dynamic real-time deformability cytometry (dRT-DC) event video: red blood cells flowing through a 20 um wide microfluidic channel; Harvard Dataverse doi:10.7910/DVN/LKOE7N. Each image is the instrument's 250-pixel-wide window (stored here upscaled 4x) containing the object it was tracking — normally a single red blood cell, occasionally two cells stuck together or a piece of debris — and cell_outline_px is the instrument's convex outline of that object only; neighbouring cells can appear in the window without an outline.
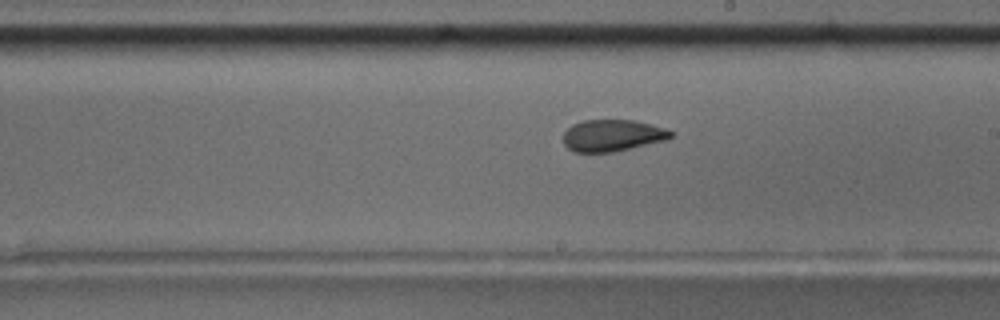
{"species": "common noctule bat (a hibernating species)", "species_latin": "Nyctalus noctula", "temperature_condition": "room temperature", "stored_images_in_passage": 55, "camera_frame_rate_fps": 3000, "um_per_image_px": 0.085, "animal": {"sex": "male", "body_mass_g": 17.5, "forearm_length_mm": 52.3}, "frame": {"image": 1, "passage_image": 32, "time_ms": 10.333, "image_size_px": [1000, 320], "cell_outline_px": [[672, 136], [664, 140], [612, 152], [576, 152], [568, 148], [564, 144], [564, 132], [572, 124], [584, 120], [636, 120], [652, 124], [664, 128], [672, 132]], "centroid_in_image_um": [52.02, 11.5], "position_along_channel_um": 237.0, "area_um2": 19.65}, "authors_computed_cell_mechanics": {"area_um2": 20.808, "velocity_mm_per_s": 3.6931, "shape_relaxation_time_tau1_ms": 6.5421, "shape_relaxation_time_tau2_ms": 1.5243, "deformation_change_tau1": 0.1653, "deformation_change_tau2": 0.0772}}